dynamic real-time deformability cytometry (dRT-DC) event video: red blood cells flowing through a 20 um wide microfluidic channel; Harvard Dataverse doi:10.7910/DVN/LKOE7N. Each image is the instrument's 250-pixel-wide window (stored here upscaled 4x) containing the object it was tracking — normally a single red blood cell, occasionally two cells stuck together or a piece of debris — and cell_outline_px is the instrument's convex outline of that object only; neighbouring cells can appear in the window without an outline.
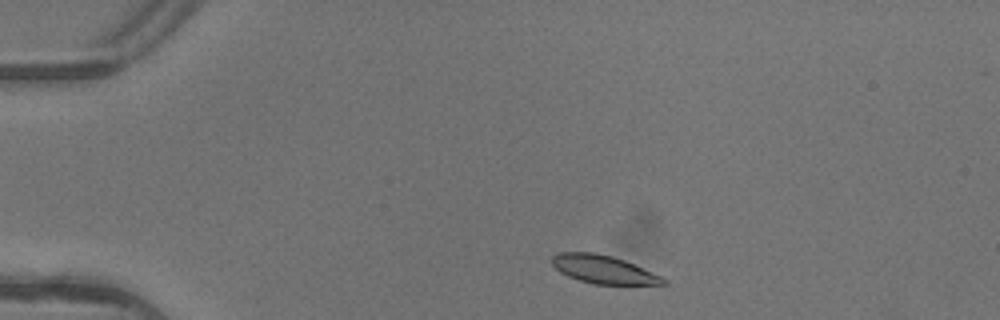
{"species": "common noctule bat (a hibernating species)", "species_latin": "Nyctalus noctula", "temperature_condition": "warm", "stored_images_in_passage": 2, "camera_frame_rate_fps": 3000, "um_per_image_px": 0.085, "animal": {"sex": "female"}, "frame": {"image": 1, "passage_image": 1, "time_ms": 0.0, "image_size_px": [1000, 320], "cell_outline_px": [[668, 284], [592, 284], [568, 276], [560, 272], [552, 264], [552, 256], [556, 252], [596, 252], [612, 256], [624, 260], [660, 276], [668, 280]], "centroid_in_image_um": [51.26, 22.89], "position_along_channel_um": 33.7, "area_um2": 18.15}}